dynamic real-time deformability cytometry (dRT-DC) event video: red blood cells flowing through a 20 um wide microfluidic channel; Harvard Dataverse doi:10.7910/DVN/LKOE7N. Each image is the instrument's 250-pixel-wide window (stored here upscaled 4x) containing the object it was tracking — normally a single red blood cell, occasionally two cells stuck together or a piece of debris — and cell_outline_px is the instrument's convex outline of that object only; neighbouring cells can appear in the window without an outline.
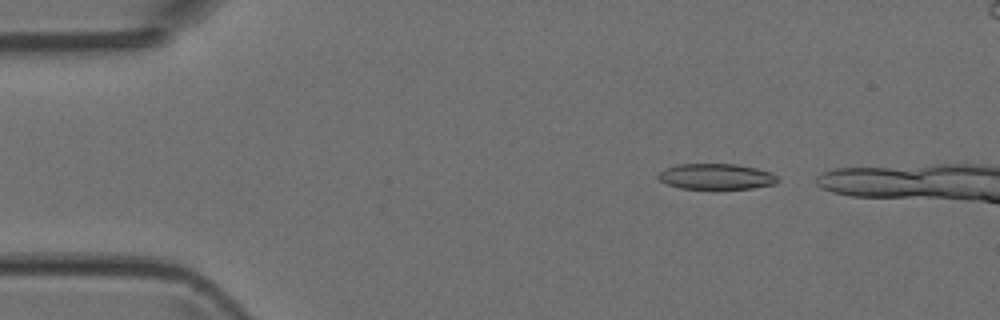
{"species": "Egyptian fruit bat (a non-hibernating species)", "species_latin": "Rousettus aegyptiacus", "temperature_condition": "room temperature", "stored_images_in_passage": 13, "camera_frame_rate_fps": 3000, "um_per_image_px": 0.085, "animal": {"sex": "female"}, "frame": {"image": 1, "passage_image": 3, "time_ms": 0.667, "image_size_px": [1000, 320], "cell_outline_px": [[780, 180], [776, 184], [752, 188], [680, 188], [668, 184], [660, 180], [656, 176], [664, 168], [680, 164], [736, 164], [756, 168], [772, 172]], "centroid_in_image_um": [60.9, 14.99], "position_along_channel_um": 24.1, "area_um2": 17.8}}
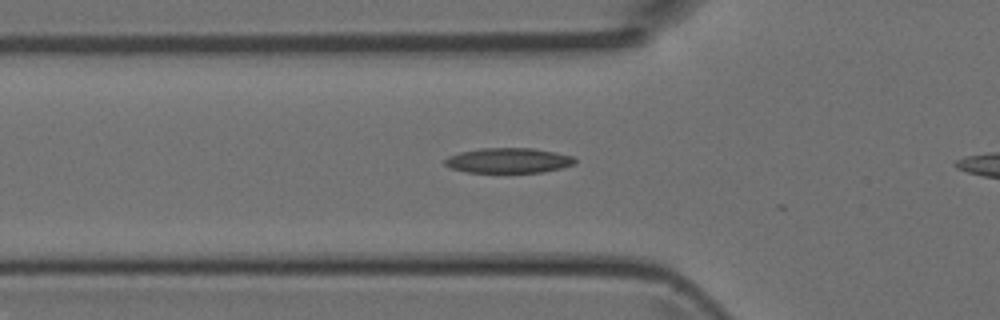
{"frame": {"image": 2, "passage_image": 12, "time_ms": 3.667, "image_size_px": [1000, 320], "cell_outline_px": [[576, 164], [544, 172], [468, 172], [452, 168], [444, 164], [444, 160], [448, 156], [460, 152], [480, 148], [532, 148], [556, 152], [572, 156], [576, 160]], "centroid_in_image_um": [43.23, 13.63], "position_along_channel_um": 82.6, "area_um2": 18.96}}